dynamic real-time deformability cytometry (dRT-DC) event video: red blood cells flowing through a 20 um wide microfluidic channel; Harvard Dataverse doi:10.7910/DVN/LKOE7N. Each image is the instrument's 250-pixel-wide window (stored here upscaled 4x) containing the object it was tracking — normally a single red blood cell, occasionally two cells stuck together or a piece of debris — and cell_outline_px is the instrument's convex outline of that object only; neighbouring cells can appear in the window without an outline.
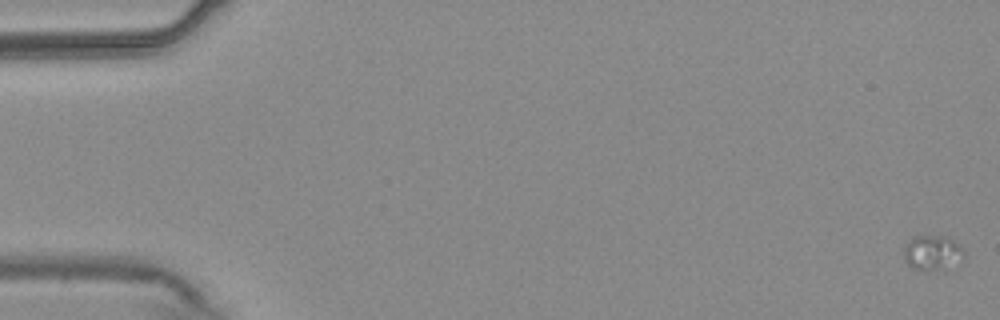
{"species": "common noctule bat (a hibernating species)", "species_latin": "Nyctalus noctula", "temperature_condition": "warm", "stored_images_in_passage": 56, "camera_frame_rate_fps": 3000, "um_per_image_px": 0.085, "animal": {"sex": "male", "body_mass_g": 20.4}, "frame": {"image": 1, "passage_image": 1, "time_ms": 0.0, "image_size_px": [1000, 320], "cell_outline_px": [[964, 260], [944, 272], [924, 272], [912, 268], [904, 260], [904, 248], [912, 236], [944, 236], [960, 244], [964, 248]], "centroid_in_image_um": [79.31, 21.55], "position_along_channel_um": 5.7, "area_um2": 13.01}}
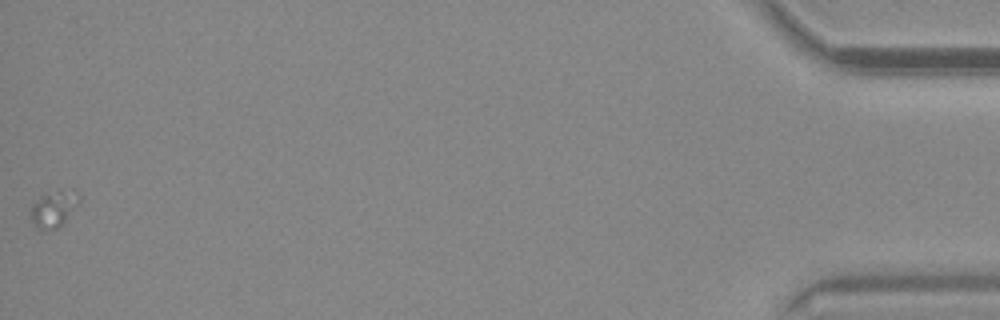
{"frame": {"image": 2, "passage_image": 56, "time_ms": 18.333, "image_size_px": [1000, 320], "cell_outline_px": [[80, 200], [64, 224], [56, 228], [36, 228], [28, 212], [28, 208], [44, 192], [60, 188], [72, 188], [80, 196]], "centroid_in_image_um": [4.56, 17.67], "position_along_channel_um": 430.6, "area_um2": 10.75}}